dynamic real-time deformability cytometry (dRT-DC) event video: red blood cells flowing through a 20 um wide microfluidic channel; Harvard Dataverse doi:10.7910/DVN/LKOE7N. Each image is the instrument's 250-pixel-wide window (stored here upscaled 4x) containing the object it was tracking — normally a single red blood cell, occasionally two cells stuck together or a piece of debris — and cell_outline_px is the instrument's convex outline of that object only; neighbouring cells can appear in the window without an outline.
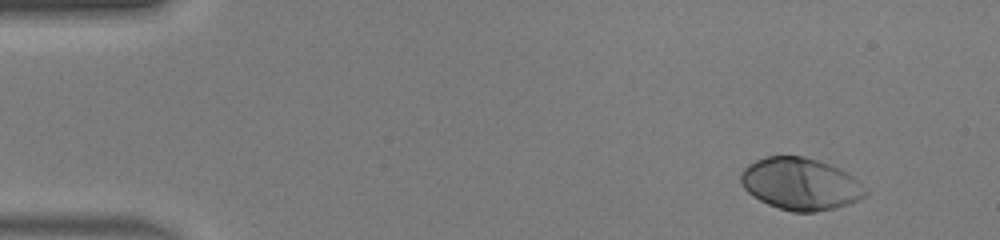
{"species": "human", "species_latin": "Homo sapiens", "temperature_condition": "warm", "stored_images_in_passage": 46, "camera_frame_rate_fps": 3000, "um_per_image_px": 0.085, "donor": {"sex": "male"}, "frame": {"image": 1, "passage_image": 1, "time_ms": 0.0, "image_size_px": [1000, 240], "cell_outline_px": [[868, 192], [864, 196], [848, 204], [836, 208], [816, 212], [792, 212], [768, 204], [752, 196], [744, 188], [740, 180], [740, 172], [748, 164], [764, 156], [804, 156], [832, 164], [848, 172], [868, 188]], "centroid_in_image_um": [68.05, 15.62], "position_along_channel_um": 16.9, "area_um2": 38.21}}
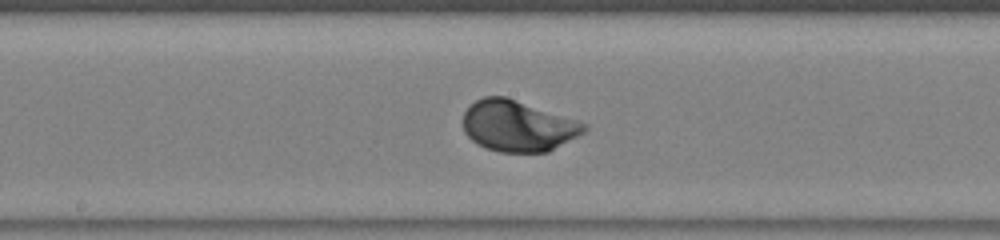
{"frame": {"image": 2, "passage_image": 23, "time_ms": 7.333, "image_size_px": [1000, 240], "cell_outline_px": [[588, 128], [584, 132], [548, 152], [500, 152], [488, 148], [472, 140], [464, 132], [460, 120], [464, 112], [476, 100], [484, 96], [508, 96], [588, 124]], "centroid_in_image_um": [44.0, 10.69], "position_along_channel_um": 204.2, "area_um2": 36.13}}
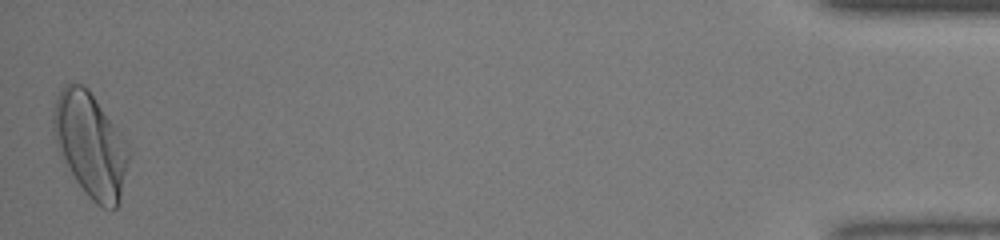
{"frame": {"image": 3, "passage_image": 46, "time_ms": 15.0, "image_size_px": [1000, 240], "cell_outline_px": [[132, 152], [120, 204], [116, 208], [104, 208], [96, 204], [84, 192], [76, 180], [56, 148], [52, 132], [52, 112], [56, 96], [64, 84], [72, 80], [88, 88], [120, 132]], "centroid_in_image_um": [7.69, 12.31], "position_along_channel_um": 427.5, "area_um2": 46.59}}